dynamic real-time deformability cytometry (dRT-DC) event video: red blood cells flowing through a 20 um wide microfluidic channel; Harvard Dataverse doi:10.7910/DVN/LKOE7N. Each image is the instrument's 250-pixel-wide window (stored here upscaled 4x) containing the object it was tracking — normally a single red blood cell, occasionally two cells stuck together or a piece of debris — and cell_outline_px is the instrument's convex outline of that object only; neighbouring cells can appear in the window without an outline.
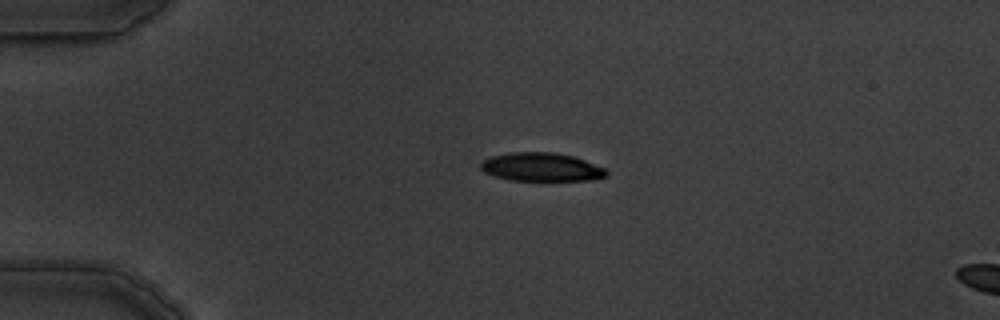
{"species": "common noctule bat (a hibernating species)", "species_latin": "Nyctalus noctula", "temperature_condition": "warm", "stored_images_in_passage": 6, "camera_frame_rate_fps": 3000, "um_per_image_px": 0.085, "animal": {"sex": "male", "body_mass_g": 19.5, "forearm_length_mm": 54.6}, "frame": {"image": 1, "passage_image": 4, "time_ms": 3.667, "image_size_px": [1000, 320], "cell_outline_px": [[608, 176], [592, 180], [508, 180], [484, 172], [480, 168], [480, 164], [484, 160], [492, 156], [512, 152], [556, 152], [572, 156], [584, 160], [604, 168], [608, 172]], "centroid_in_image_um": [46.02, 14.2], "position_along_channel_um": 39.0, "area_um2": 20.75}}
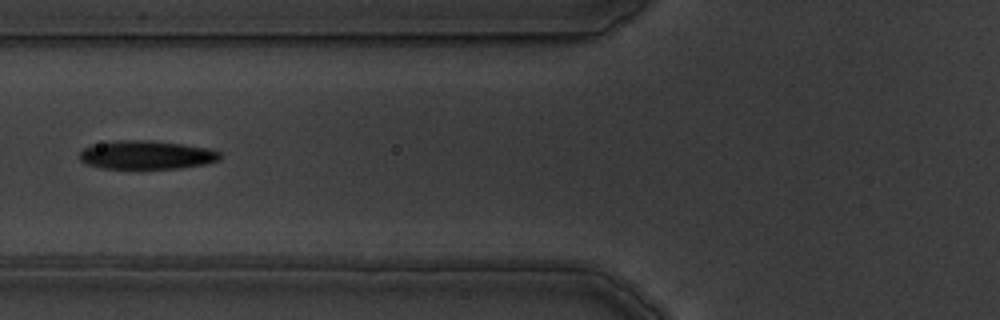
{"frame": {"image": 2, "passage_image": 6, "time_ms": 6.667, "image_size_px": [1000, 320], "cell_outline_px": [[220, 160], [204, 164], [180, 168], [104, 168], [88, 164], [80, 160], [80, 152], [84, 148], [92, 144], [116, 140], [152, 140], [208, 148], [220, 152]], "centroid_in_image_um": [12.44, 13.16], "position_along_channel_um": 113.4, "area_um2": 23.24}}